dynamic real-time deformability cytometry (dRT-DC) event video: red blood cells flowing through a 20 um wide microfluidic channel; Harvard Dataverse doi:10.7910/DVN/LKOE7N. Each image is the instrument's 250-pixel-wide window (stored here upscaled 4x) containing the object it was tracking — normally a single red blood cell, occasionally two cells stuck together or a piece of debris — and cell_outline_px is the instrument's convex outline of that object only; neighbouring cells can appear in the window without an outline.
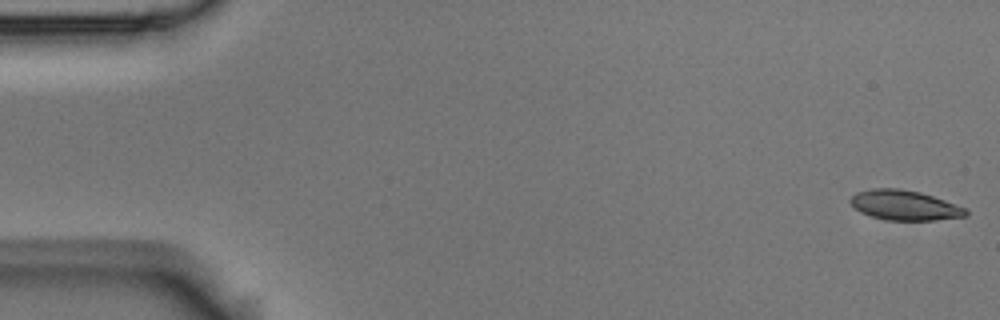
{"species": "Egyptian fruit bat (a non-hibernating species)", "species_latin": "Rousettus aegyptiacus", "temperature_condition": "room temperature", "stored_images_in_passage": 9, "camera_frame_rate_fps": 3000, "um_per_image_px": 0.085, "animal": {"sex": "male"}, "frame": {"image": 1, "passage_image": 1, "time_ms": 0.0, "image_size_px": [1000, 320], "cell_outline_px": [[968, 216], [936, 220], [884, 220], [860, 212], [848, 200], [856, 192], [872, 188], [900, 188], [920, 192], [968, 208]], "centroid_in_image_um": [76.91, 17.44], "position_along_channel_um": 8.1, "area_um2": 20.23}}
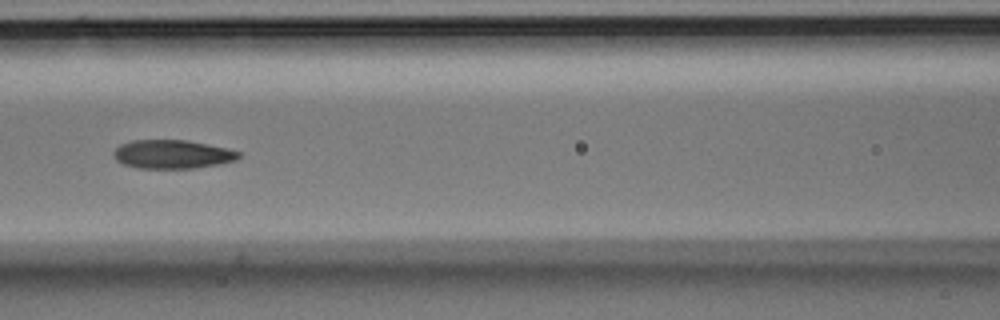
{"frame": {"image": 2, "passage_image": 7, "time_ms": 2.0, "image_size_px": [1000, 320], "cell_outline_px": [[240, 156], [236, 160], [220, 164], [196, 168], [136, 168], [124, 164], [116, 160], [112, 156], [112, 152], [120, 144], [132, 140], [188, 140], [228, 148], [240, 152]], "centroid_in_image_um": [14.64, 13.11], "position_along_channel_um": 152.0, "area_um2": 21.1}}
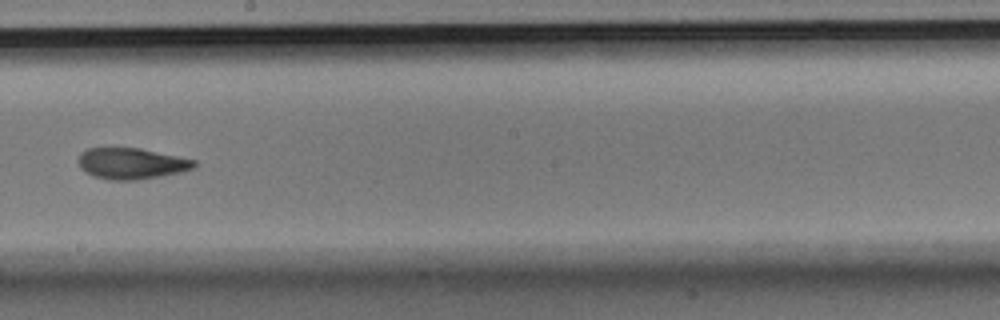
{"frame": {"image": 3, "passage_image": 9, "time_ms": 2.667, "image_size_px": [1000, 320], "cell_outline_px": [[196, 164], [192, 168], [180, 172], [160, 176], [136, 180], [108, 180], [92, 176], [80, 168], [80, 152], [88, 148], [140, 148], [196, 160]], "centroid_in_image_um": [11.16, 13.9], "position_along_channel_um": 237.0, "area_um2": 20.87}}